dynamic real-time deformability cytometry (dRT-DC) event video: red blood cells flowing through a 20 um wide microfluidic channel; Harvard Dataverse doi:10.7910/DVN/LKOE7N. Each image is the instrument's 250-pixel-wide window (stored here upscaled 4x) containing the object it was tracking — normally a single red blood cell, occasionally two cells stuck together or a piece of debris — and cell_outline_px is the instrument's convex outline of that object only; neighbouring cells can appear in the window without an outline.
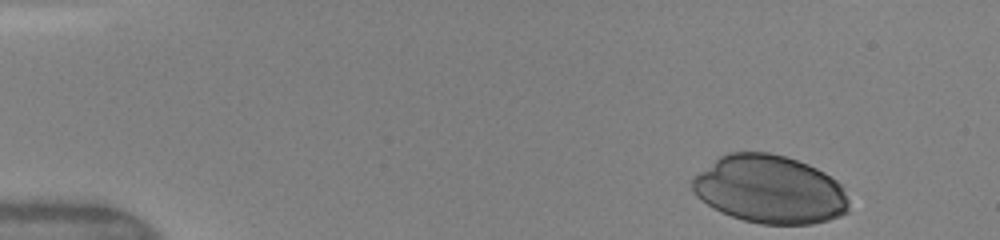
{"species": "human", "species_latin": "Homo sapiens", "temperature_condition": "warm", "stored_images_in_passage": 37, "camera_frame_rate_fps": 3000, "um_per_image_px": 0.085, "donor": {"sex": "female"}, "frame": {"image": 1, "passage_image": 1, "time_ms": 0.0, "image_size_px": [1000, 240], "cell_outline_px": [[848, 212], [840, 216], [828, 220], [812, 224], [760, 224], [744, 220], [720, 212], [696, 196], [692, 188], [692, 180], [700, 172], [720, 156], [728, 152], [768, 152], [784, 156], [808, 164], [824, 172], [836, 180], [840, 184], [848, 200]], "centroid_in_image_um": [65.44, 16.11], "position_along_channel_um": 19.6, "area_um2": 61.85}}